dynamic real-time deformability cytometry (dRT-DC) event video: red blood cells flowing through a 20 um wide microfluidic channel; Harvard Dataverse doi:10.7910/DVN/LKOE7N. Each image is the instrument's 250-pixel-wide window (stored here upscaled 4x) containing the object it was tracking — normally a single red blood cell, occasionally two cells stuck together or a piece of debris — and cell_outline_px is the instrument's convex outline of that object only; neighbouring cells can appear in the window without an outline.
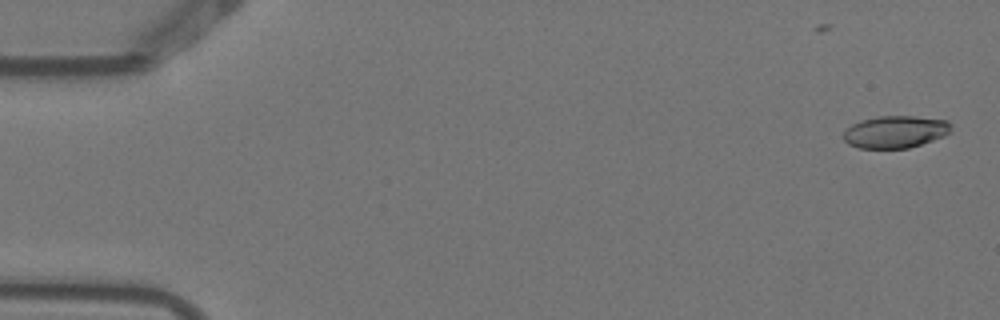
{"species": "Egyptian fruit bat (a non-hibernating species)", "species_latin": "Rousettus aegyptiacus", "temperature_condition": "warm", "stored_images_in_passage": 4, "camera_frame_rate_fps": 3000, "um_per_image_px": 0.085, "animal": {"sex": "female"}, "frame": {"image": 1, "passage_image": 1, "time_ms": 0.0, "image_size_px": [1000, 320], "cell_outline_px": [[952, 132], [944, 136], [908, 148], [860, 148], [848, 144], [844, 140], [844, 132], [852, 124], [860, 120], [880, 116], [912, 116], [948, 120]], "centroid_in_image_um": [76.11, 11.2], "position_along_channel_um": 8.9, "area_um2": 20.11}}
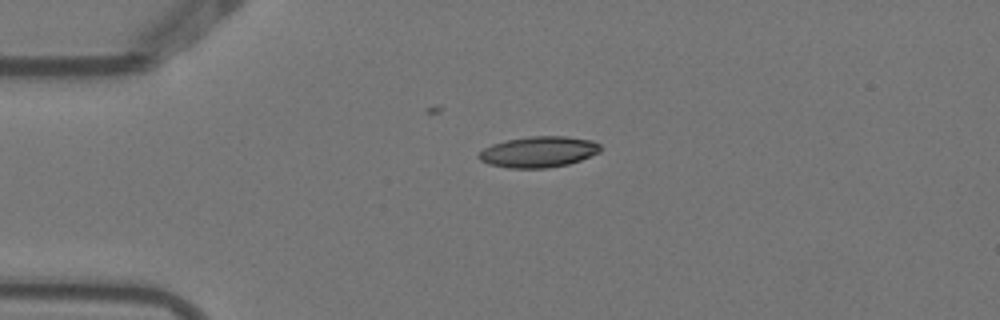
{"frame": {"image": 2, "passage_image": 4, "time_ms": 1.0, "image_size_px": [1000, 320], "cell_outline_px": [[600, 152], [580, 160], [568, 164], [548, 168], [508, 168], [488, 164], [480, 160], [476, 156], [484, 148], [492, 144], [504, 140], [528, 136], [568, 136], [592, 140], [600, 144]], "centroid_in_image_um": [45.76, 12.9], "position_along_channel_um": 39.2, "area_um2": 22.14}}